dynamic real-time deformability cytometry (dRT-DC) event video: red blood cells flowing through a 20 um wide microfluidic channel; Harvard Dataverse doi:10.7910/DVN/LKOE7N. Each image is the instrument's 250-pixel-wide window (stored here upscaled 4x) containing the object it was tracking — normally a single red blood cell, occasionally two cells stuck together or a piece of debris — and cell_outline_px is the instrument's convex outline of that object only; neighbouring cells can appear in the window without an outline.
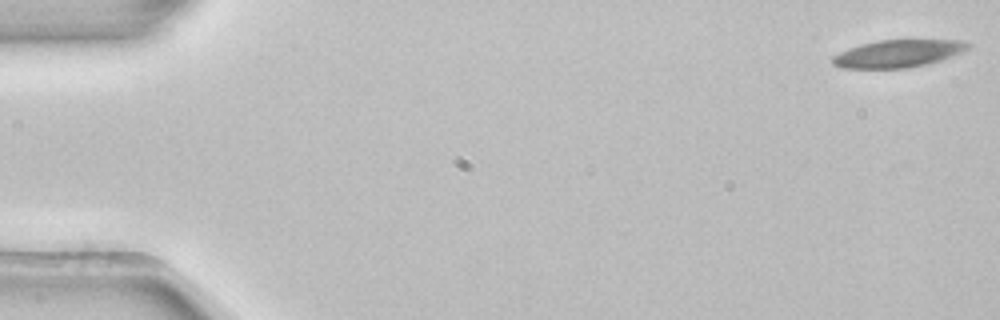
{"species": "common noctule bat (a hibernating species)", "species_latin": "Nyctalus noctula", "temperature_condition": "room temperature", "stored_images_in_passage": 5, "camera_frame_rate_fps": 3000, "um_per_image_px": 0.085, "animal": {"sex": "female", "body_mass_g": 22.7, "forearm_length_mm": 54.2}, "frame": {"image": 1, "passage_image": 1, "time_ms": 0.0, "image_size_px": [1000, 320], "cell_outline_px": [[972, 44], [964, 52], [940, 60], [908, 68], [840, 68], [832, 64], [832, 56], [848, 48], [860, 44], [880, 40], [964, 40]], "centroid_in_image_um": [76.33, 4.55], "position_along_channel_um": 8.7, "area_um2": 21.73}}
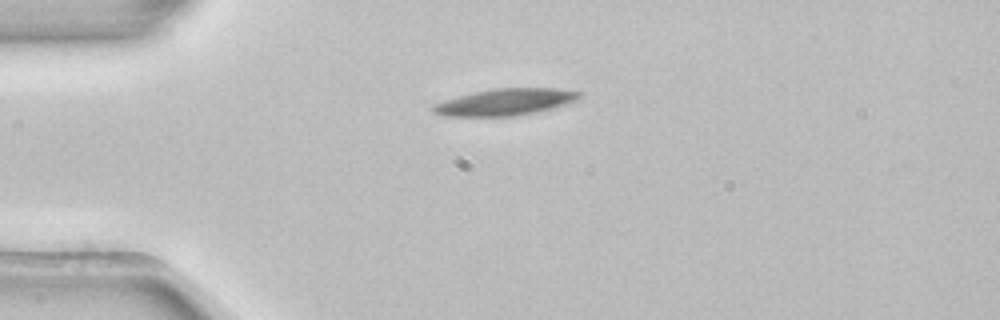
{"frame": {"image": 2, "passage_image": 4, "time_ms": 1.0, "image_size_px": [1000, 320], "cell_outline_px": [[584, 96], [576, 100], [552, 108], [536, 112], [512, 116], [444, 116], [432, 112], [428, 108], [432, 104], [456, 96], [492, 88], [556, 88], [584, 92]], "centroid_in_image_um": [42.91, 8.66], "position_along_channel_um": 42.1, "area_um2": 23.0}}